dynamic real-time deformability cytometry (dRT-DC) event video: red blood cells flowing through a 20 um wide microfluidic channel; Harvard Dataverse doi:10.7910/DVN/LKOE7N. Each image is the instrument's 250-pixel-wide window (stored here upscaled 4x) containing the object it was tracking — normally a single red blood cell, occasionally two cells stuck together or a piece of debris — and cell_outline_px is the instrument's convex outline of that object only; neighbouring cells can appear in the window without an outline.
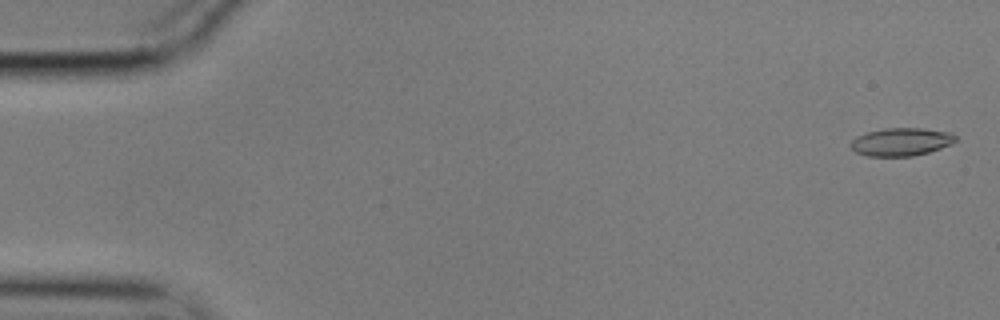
{"species": "common noctule bat (a hibernating species)", "species_latin": "Nyctalus noctula", "temperature_condition": "cold", "stored_images_in_passage": 57, "camera_frame_rate_fps": 3000, "um_per_image_px": 0.085, "animal": {"sex": "male", "body_mass_g": 17.9}, "frame": {"image": 1, "passage_image": 2, "time_ms": 0.333, "image_size_px": [1000, 320], "cell_outline_px": [[956, 140], [952, 144], [928, 152], [912, 156], [868, 156], [856, 152], [848, 144], [856, 136], [868, 132], [884, 128], [920, 128], [952, 132], [956, 136]], "centroid_in_image_um": [76.59, 12.05], "position_along_channel_um": 8.4, "area_um2": 17.11}}
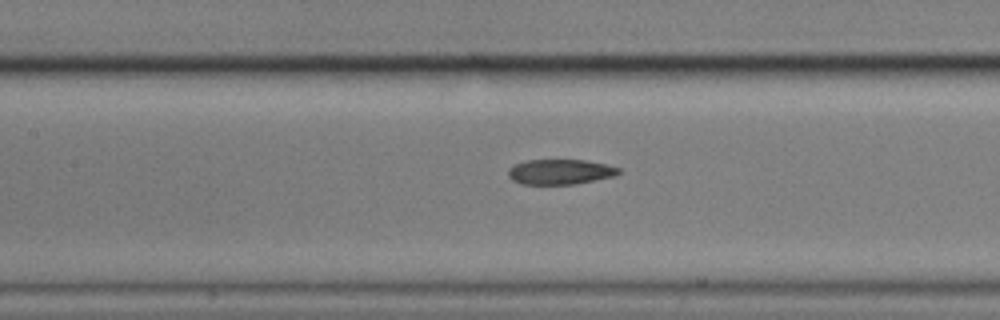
{"frame": {"image": 2, "passage_image": 26, "time_ms": 8.333, "image_size_px": [1000, 320], "cell_outline_px": [[620, 172], [616, 176], [576, 184], [520, 184], [512, 180], [508, 176], [508, 168], [524, 160], [584, 160], [608, 164], [620, 168]], "centroid_in_image_um": [47.62, 14.6], "position_along_channel_um": 159.8, "area_um2": 16.36}}
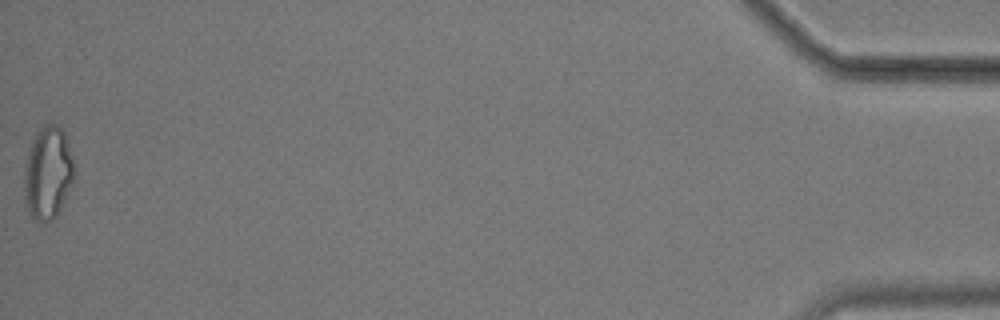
{"frame": {"image": 3, "passage_image": 57, "time_ms": 18.667, "image_size_px": [1000, 320], "cell_outline_px": [[76, 176], [56, 216], [52, 220], [40, 220], [32, 216], [28, 208], [24, 196], [24, 176], [28, 156], [32, 140], [36, 132], [48, 120], [56, 124], [64, 132], [72, 156], [76, 172]], "centroid_in_image_um": [4.1, 14.64], "position_along_channel_um": 431.1, "area_um2": 26.82}, "authors_computed_cell_mechanics": {"area_um2": 17.3978, "velocity_mm_per_s": 3.5509, "shape_relaxation_time_tau1_ms": null, "shape_relaxation_time_tau2_ms": 4.673, "deformation_change_tau1": null, "deformation_change_tau2": 0.1374}}